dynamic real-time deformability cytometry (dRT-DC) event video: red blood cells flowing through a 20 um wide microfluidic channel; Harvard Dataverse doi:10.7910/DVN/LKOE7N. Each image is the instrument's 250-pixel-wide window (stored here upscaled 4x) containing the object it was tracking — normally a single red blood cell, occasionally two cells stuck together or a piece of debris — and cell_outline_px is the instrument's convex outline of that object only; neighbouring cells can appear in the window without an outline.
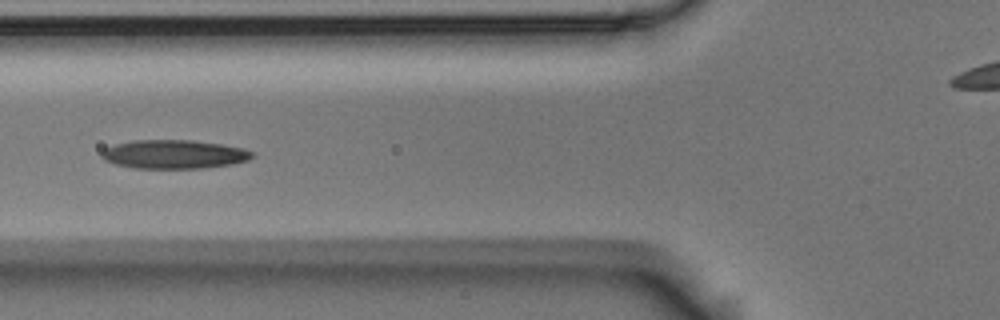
{"species": "Egyptian fruit bat (a non-hibernating species)", "species_latin": "Rousettus aegyptiacus", "temperature_condition": "room temperature", "stored_images_in_passage": 6, "camera_frame_rate_fps": 3000, "um_per_image_px": 0.085, "animal": {"sex": "male"}, "frame": {"image": 1, "passage_image": 6, "time_ms": 1.667, "image_size_px": [1000, 320], "cell_outline_px": [[256, 156], [248, 160], [232, 164], [204, 168], [136, 168], [116, 164], [104, 160], [100, 156], [100, 152], [104, 148], [116, 144], [132, 140], [192, 140], [220, 144], [244, 148], [256, 152]], "centroid_in_image_um": [14.82, 13.11], "position_along_channel_um": 111.0, "area_um2": 25.43}}